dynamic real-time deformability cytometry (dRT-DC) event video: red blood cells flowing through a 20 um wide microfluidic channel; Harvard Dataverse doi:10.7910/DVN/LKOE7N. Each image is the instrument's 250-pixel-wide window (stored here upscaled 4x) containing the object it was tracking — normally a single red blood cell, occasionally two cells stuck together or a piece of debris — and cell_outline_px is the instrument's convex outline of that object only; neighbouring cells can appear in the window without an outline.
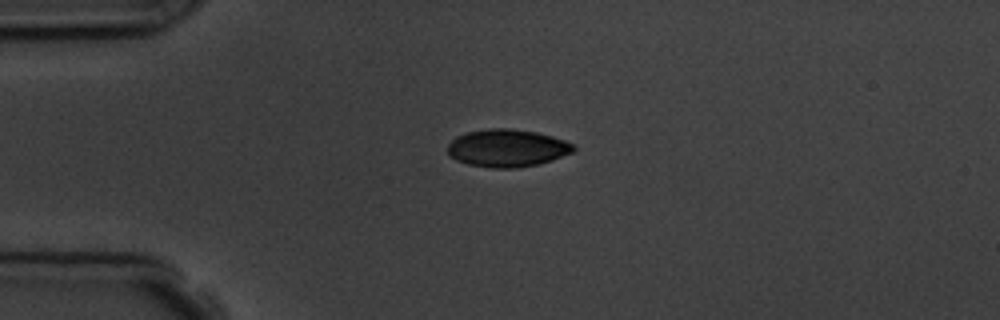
{"species": "common noctule bat (a hibernating species)", "species_latin": "Nyctalus noctula", "temperature_condition": "room temperature", "stored_images_in_passage": 6, "camera_frame_rate_fps": 3000, "um_per_image_px": 0.085, "animal": {"sex": "male", "body_mass_g": 19.5, "forearm_length_mm": 54.6}, "frame": {"image": 1, "passage_image": 1, "time_ms": 0.0, "image_size_px": [1000, 320], "cell_outline_px": [[576, 148], [572, 152], [552, 160], [540, 164], [516, 168], [492, 168], [468, 164], [456, 160], [448, 156], [448, 144], [456, 136], [468, 132], [488, 128], [512, 128], [536, 132], [552, 136], [564, 140], [572, 144]], "centroid_in_image_um": [43.09, 12.59], "position_along_channel_um": 41.9, "area_um2": 27.69}}
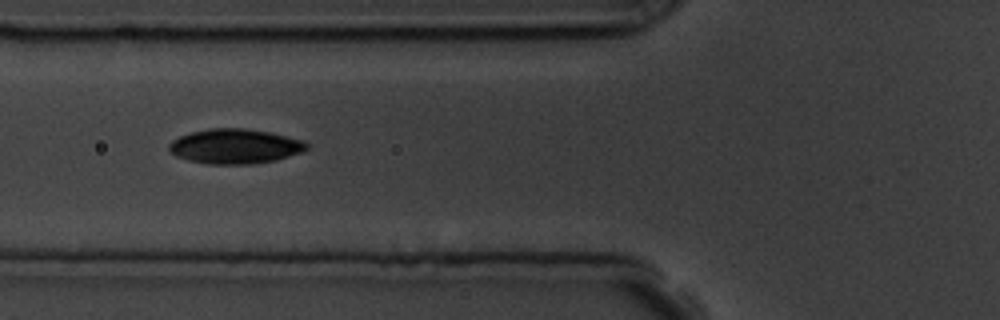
{"frame": {"image": 2, "passage_image": 3, "time_ms": 2.333, "image_size_px": [1000, 320], "cell_outline_px": [[312, 144], [308, 148], [300, 152], [276, 160], [252, 164], [208, 164], [188, 160], [176, 156], [168, 148], [168, 144], [172, 140], [180, 136], [192, 132], [208, 128], [244, 128], [272, 132], [304, 140]], "centroid_in_image_um": [20.0, 12.43], "position_along_channel_um": 105.8, "area_um2": 28.09}}
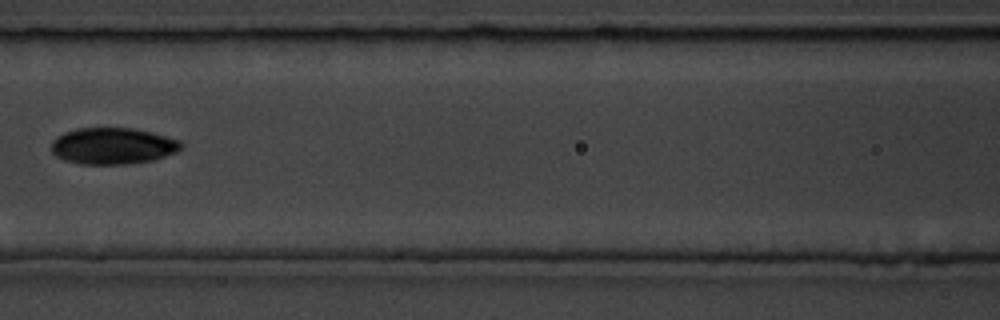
{"frame": {"image": 3, "passage_image": 4, "time_ms": 3.667, "image_size_px": [1000, 320], "cell_outline_px": [[184, 144], [176, 152], [152, 160], [128, 164], [80, 164], [64, 160], [56, 156], [52, 152], [52, 140], [64, 132], [76, 128], [132, 128], [152, 132], [180, 140]], "centroid_in_image_um": [9.58, 12.4], "position_along_channel_um": 157.0, "area_um2": 27.63}}